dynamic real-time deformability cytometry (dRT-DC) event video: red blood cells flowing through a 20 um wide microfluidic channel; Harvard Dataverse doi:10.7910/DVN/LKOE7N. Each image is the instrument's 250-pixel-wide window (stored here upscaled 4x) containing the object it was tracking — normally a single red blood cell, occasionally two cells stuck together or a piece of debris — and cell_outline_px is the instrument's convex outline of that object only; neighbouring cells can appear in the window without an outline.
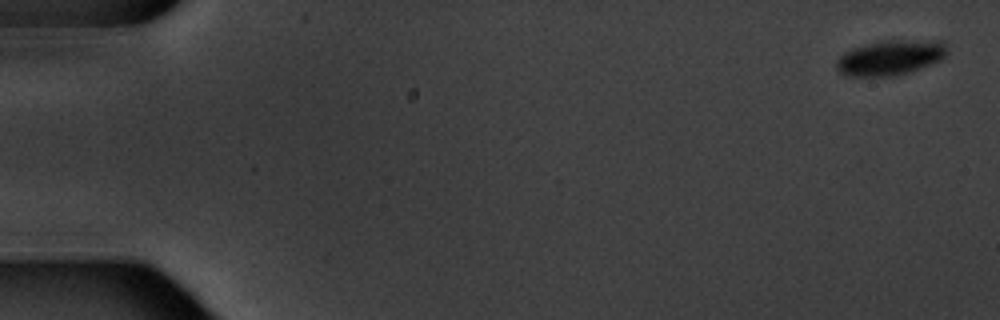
{"species": "common noctule bat (a hibernating species)", "species_latin": "Nyctalus noctula", "temperature_condition": "warm", "stored_images_in_passage": 5, "camera_frame_rate_fps": 3000, "um_per_image_px": 0.085, "animal": {"sex": "male", "body_mass_g": 20.1, "forearm_length_mm": 53.5}, "frame": {"image": 1, "passage_image": 1, "time_ms": 0.0, "image_size_px": [1000, 320], "cell_outline_px": [[948, 52], [940, 60], [920, 68], [896, 76], [848, 76], [840, 72], [836, 68], [836, 60], [844, 52], [852, 48], [880, 40], [944, 40], [948, 48]], "centroid_in_image_um": [75.69, 4.88], "position_along_channel_um": 9.3, "area_um2": 22.83}}
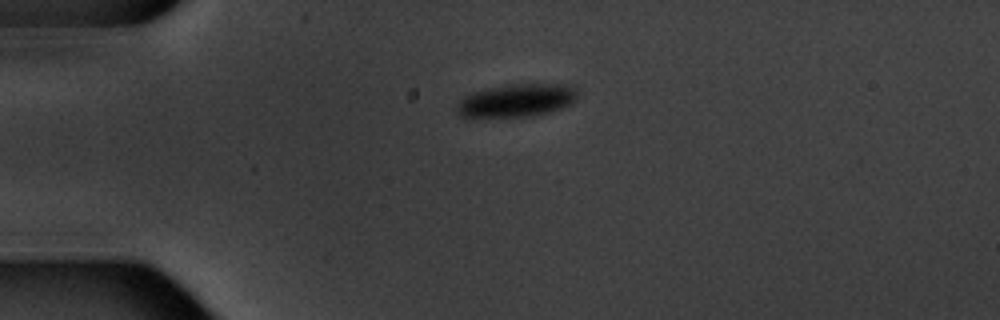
{"frame": {"image": 2, "passage_image": 4, "time_ms": 4.333, "image_size_px": [1000, 320], "cell_outline_px": [[576, 100], [560, 108], [548, 112], [532, 116], [468, 120], [460, 116], [452, 108], [464, 96], [472, 92], [484, 88], [508, 84], [576, 84]], "centroid_in_image_um": [43.77, 8.57], "position_along_channel_um": 41.2, "area_um2": 24.33}}